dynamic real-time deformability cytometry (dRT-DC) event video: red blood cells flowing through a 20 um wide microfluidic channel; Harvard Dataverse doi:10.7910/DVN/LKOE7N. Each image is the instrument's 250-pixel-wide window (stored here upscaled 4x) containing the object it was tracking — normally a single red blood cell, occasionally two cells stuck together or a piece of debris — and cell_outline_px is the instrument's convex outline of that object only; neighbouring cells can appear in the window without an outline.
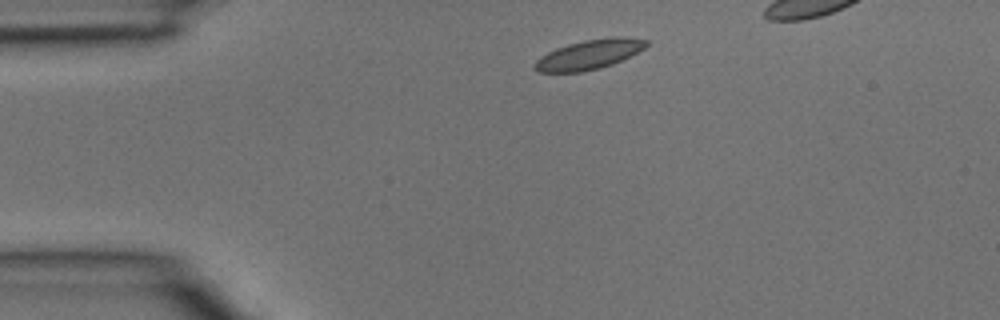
{"species": "common noctule bat (a hibernating species)", "species_latin": "Nyctalus noctula", "temperature_condition": "room temperature", "stored_images_in_passage": 3, "camera_frame_rate_fps": 3000, "um_per_image_px": 0.085, "animal": {"sex": "male", "body_mass_g": 15.6}, "frame": {"image": 1, "passage_image": 1, "time_ms": 0.0, "image_size_px": [1000, 320], "cell_outline_px": [[652, 44], [612, 64], [600, 68], [580, 72], [536, 72], [532, 68], [532, 64], [540, 56], [556, 48], [568, 44], [584, 40], [612, 36], [620, 36], [652, 40]], "centroid_in_image_um": [50.07, 4.62], "position_along_channel_um": 34.9, "area_um2": 19.48}}